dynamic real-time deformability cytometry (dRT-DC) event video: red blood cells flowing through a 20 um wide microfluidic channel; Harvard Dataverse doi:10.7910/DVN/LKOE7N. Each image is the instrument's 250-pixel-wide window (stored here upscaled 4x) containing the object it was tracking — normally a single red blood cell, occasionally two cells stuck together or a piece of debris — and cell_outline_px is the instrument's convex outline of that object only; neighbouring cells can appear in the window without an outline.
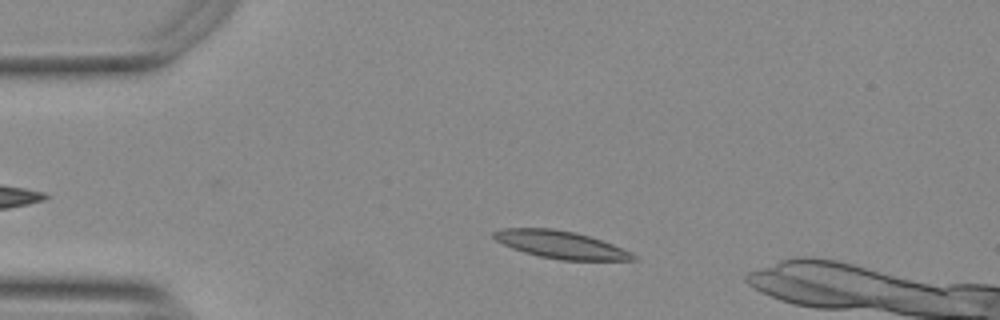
{"species": "Egyptian fruit bat (a non-hibernating species)", "species_latin": "Rousettus aegyptiacus", "temperature_condition": "warm", "stored_images_in_passage": 41, "camera_frame_rate_fps": 3000, "um_per_image_px": 0.085, "animal": {"sex": "female"}, "frame": {"image": 1, "passage_image": 8, "time_ms": 2.333, "image_size_px": [1000, 320], "cell_outline_px": [[640, 260], [560, 260], [540, 256], [524, 252], [512, 248], [496, 240], [492, 236], [492, 232], [504, 228], [552, 228], [576, 232], [612, 244], [632, 252]], "centroid_in_image_um": [47.67, 20.8], "position_along_channel_um": 37.3, "area_um2": 22.25}}
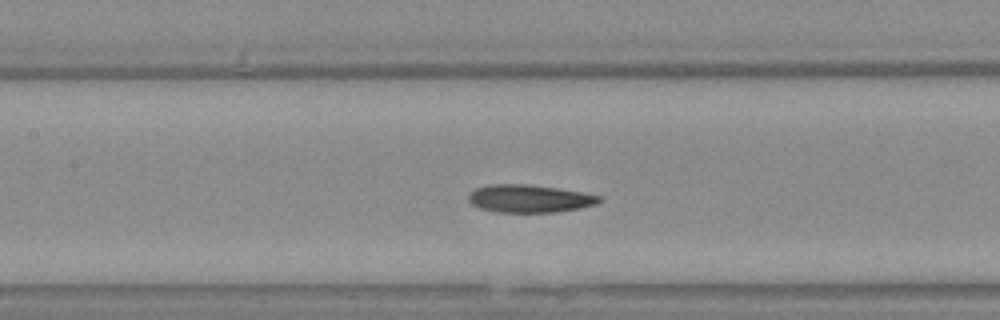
{"frame": {"image": 2, "passage_image": 21, "time_ms": 6.667, "image_size_px": [1000, 320], "cell_outline_px": [[600, 200], [596, 204], [580, 208], [556, 212], [496, 212], [480, 208], [472, 204], [468, 200], [468, 196], [476, 188], [488, 184], [528, 184], [584, 192], [600, 196]], "centroid_in_image_um": [44.99, 16.88], "position_along_channel_um": 162.4, "area_um2": 21.1}}
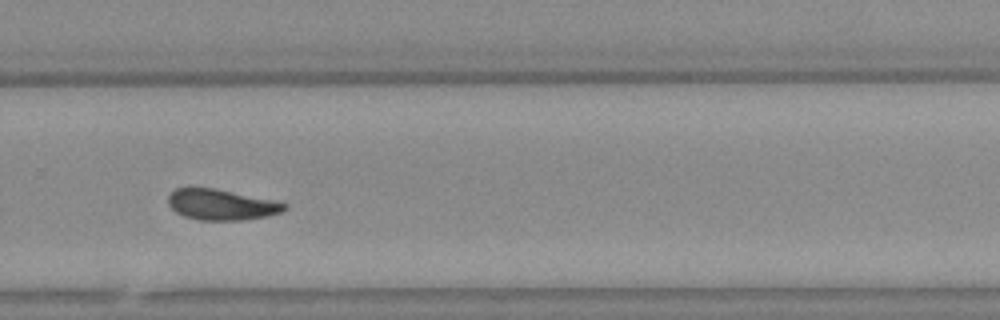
{"frame": {"image": 3, "passage_image": 33, "time_ms": 10.667, "image_size_px": [1000, 320], "cell_outline_px": [[288, 208], [280, 212], [268, 216], [240, 220], [200, 220], [184, 216], [176, 212], [168, 204], [168, 196], [176, 188], [216, 188], [276, 200], [288, 204]], "centroid_in_image_um": [18.85, 17.39], "position_along_channel_um": 310.9, "area_um2": 20.92}, "authors_computed_cell_mechanics": {"area_um2": 21.7328, "velocity_mm_per_s": 3.73, "shape_relaxation_time_tau1_ms": 6.4672, "shape_relaxation_time_tau2_ms": 2.2144, "deformation_change_tau1": 0.1903, "deformation_change_tau2": 0.1008}}